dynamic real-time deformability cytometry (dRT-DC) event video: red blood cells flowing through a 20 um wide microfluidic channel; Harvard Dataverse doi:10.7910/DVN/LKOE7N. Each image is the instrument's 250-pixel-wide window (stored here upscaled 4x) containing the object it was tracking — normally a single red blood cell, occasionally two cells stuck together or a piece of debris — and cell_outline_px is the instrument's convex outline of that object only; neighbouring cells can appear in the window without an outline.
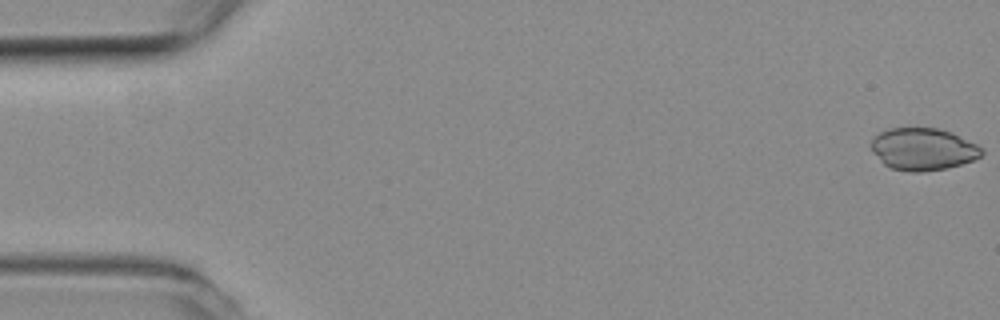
{"species": "common noctule bat (a hibernating species)", "species_latin": "Nyctalus noctula", "temperature_condition": "room temperature", "stored_images_in_passage": 5, "camera_frame_rate_fps": 3000, "um_per_image_px": 0.085, "animal": {"sex": "female", "body_mass_g": 19.3, "forearm_length_mm": 54.1}, "frame": {"image": 1, "passage_image": 1, "time_ms": 0.0, "image_size_px": [1000, 320], "cell_outline_px": [[984, 152], [980, 156], [972, 160], [948, 168], [924, 172], [908, 172], [888, 168], [872, 152], [868, 144], [880, 132], [888, 128], [936, 128], [952, 132], [984, 148]], "centroid_in_image_um": [78.43, 12.68], "position_along_channel_um": 6.6, "area_um2": 27.46}}